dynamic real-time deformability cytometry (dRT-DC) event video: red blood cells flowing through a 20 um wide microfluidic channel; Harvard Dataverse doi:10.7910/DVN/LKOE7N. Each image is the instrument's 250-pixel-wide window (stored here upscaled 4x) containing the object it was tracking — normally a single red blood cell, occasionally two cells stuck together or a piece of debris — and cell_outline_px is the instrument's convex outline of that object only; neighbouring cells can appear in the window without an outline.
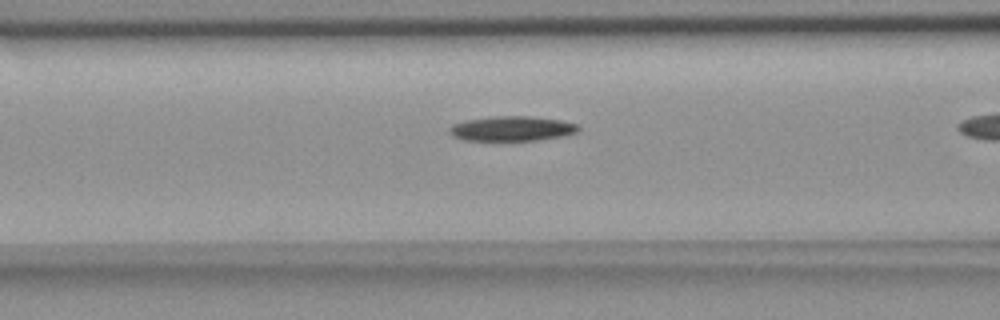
{"species": "common noctule bat (a hibernating species)", "species_latin": "Nyctalus noctula", "temperature_condition": "room temperature", "stored_images_in_passage": 11, "camera_frame_rate_fps": 3000, "um_per_image_px": 0.085, "animal": {"sex": "female", "body_mass_g": 18.4}, "frame": {"image": 1, "passage_image": 10, "time_ms": 3.0, "image_size_px": [1000, 320], "cell_outline_px": [[580, 128], [576, 132], [564, 136], [536, 140], [464, 140], [452, 136], [448, 132], [448, 128], [452, 124], [464, 120], [492, 116], [532, 116], [560, 120], [576, 124]], "centroid_in_image_um": [43.46, 10.92], "position_along_channel_um": 123.1, "area_um2": 18.73}}